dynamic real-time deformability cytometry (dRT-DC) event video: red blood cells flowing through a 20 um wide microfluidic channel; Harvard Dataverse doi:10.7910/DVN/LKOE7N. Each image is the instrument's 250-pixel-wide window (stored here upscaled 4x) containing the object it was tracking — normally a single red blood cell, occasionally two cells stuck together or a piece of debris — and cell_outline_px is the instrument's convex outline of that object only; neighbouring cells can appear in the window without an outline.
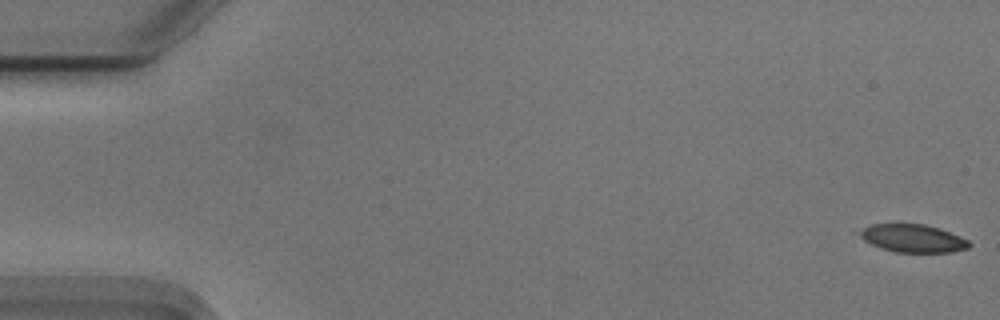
{"species": "Egyptian fruit bat (a non-hibernating species)", "species_latin": "Rousettus aegyptiacus", "temperature_condition": "cold", "stored_images_in_passage": 20, "camera_frame_rate_fps": 3000, "um_per_image_px": 0.085, "animal": {"sex": "male"}, "frame": {"image": 1, "passage_image": 1, "time_ms": 0.0, "image_size_px": [1000, 320], "cell_outline_px": [[972, 244], [968, 248], [952, 252], [892, 252], [880, 248], [864, 240], [852, 232], [872, 224], [924, 224], [940, 228], [960, 236], [968, 240]], "centroid_in_image_um": [77.54, 20.25], "position_along_channel_um": 7.5, "area_um2": 18.09}}
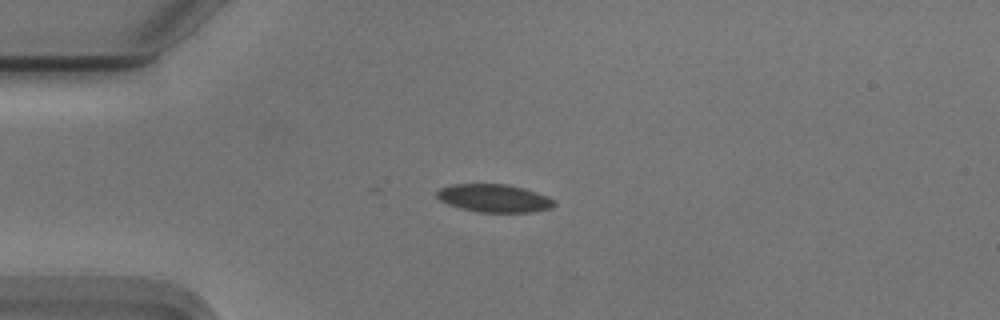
{"frame": {"image": 2, "passage_image": 14, "time_ms": 4.333, "image_size_px": [1000, 320], "cell_outline_px": [[556, 204], [552, 208], [536, 212], [476, 212], [460, 208], [448, 204], [440, 200], [436, 196], [436, 192], [440, 188], [452, 184], [508, 184], [524, 188], [548, 196]], "centroid_in_image_um": [42.0, 16.85], "position_along_channel_um": 43.0, "area_um2": 19.25}}
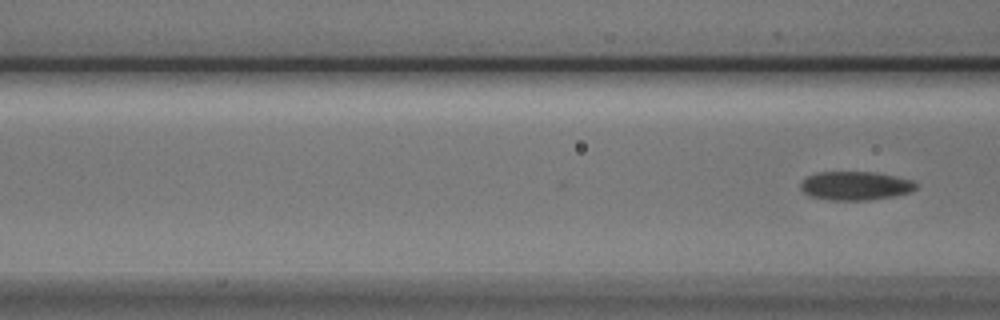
{"frame": {"image": 3, "passage_image": 20, "time_ms": 6.333, "image_size_px": [1000, 320], "cell_outline_px": [[916, 188], [912, 192], [896, 196], [868, 200], [828, 200], [808, 196], [800, 188], [800, 184], [808, 176], [816, 172], [876, 172], [896, 176], [912, 180], [916, 184]], "centroid_in_image_um": [72.71, 15.79], "position_along_channel_um": 93.9, "area_um2": 19.48}}